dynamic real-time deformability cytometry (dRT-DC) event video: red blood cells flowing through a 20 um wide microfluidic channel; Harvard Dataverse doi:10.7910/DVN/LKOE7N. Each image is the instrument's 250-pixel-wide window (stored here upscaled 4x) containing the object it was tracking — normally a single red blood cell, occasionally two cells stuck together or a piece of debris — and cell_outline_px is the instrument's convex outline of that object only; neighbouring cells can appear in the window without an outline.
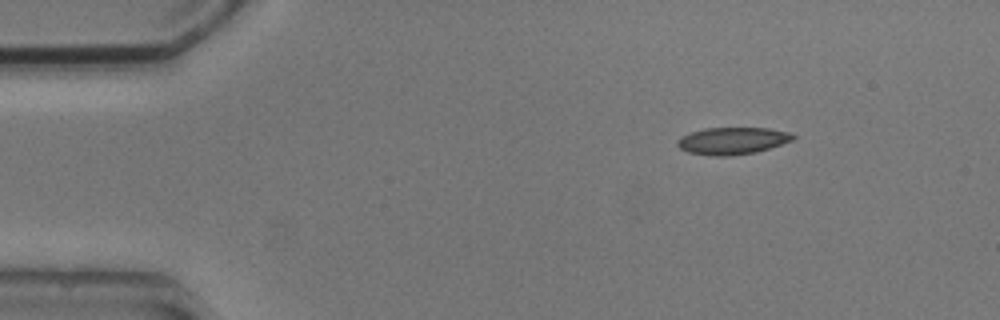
{"species": "common noctule bat (a hibernating species)", "species_latin": "Nyctalus noctula", "temperature_condition": "cold", "stored_images_in_passage": 4, "camera_frame_rate_fps": 3000, "um_per_image_px": 0.085, "animal": {"sex": "male", "body_mass_g": 20.5, "forearm_length_mm": 52.5}, "frame": {"image": 1, "passage_image": 1, "time_ms": 0.0, "image_size_px": [1000, 320], "cell_outline_px": [[796, 136], [792, 140], [756, 152], [728, 156], [712, 156], [688, 152], [680, 148], [676, 144], [676, 140], [680, 136], [704, 128], [768, 128], [788, 132]], "centroid_in_image_um": [62.2, 11.96], "position_along_channel_um": 22.8, "area_um2": 18.15}}
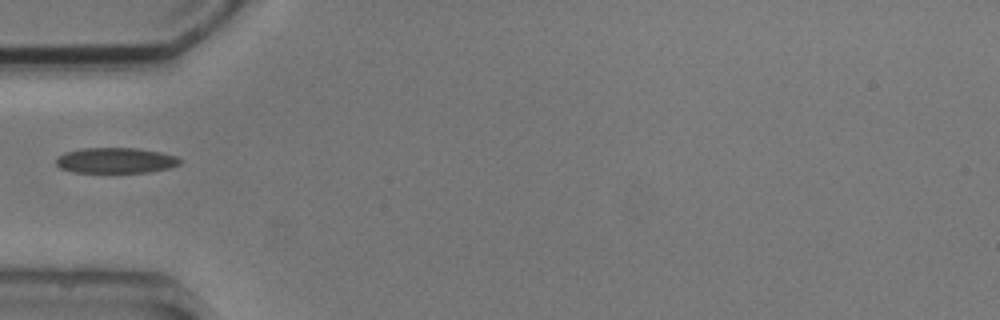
{"frame": {"image": 2, "passage_image": 4, "time_ms": 3.333, "image_size_px": [1000, 320], "cell_outline_px": [[184, 160], [180, 164], [168, 168], [148, 172], [72, 172], [60, 168], [56, 164], [56, 156], [64, 152], [84, 148], [136, 148], [160, 152], [176, 156]], "centroid_in_image_um": [9.82, 13.63], "position_along_channel_um": 75.2, "area_um2": 18.5}}